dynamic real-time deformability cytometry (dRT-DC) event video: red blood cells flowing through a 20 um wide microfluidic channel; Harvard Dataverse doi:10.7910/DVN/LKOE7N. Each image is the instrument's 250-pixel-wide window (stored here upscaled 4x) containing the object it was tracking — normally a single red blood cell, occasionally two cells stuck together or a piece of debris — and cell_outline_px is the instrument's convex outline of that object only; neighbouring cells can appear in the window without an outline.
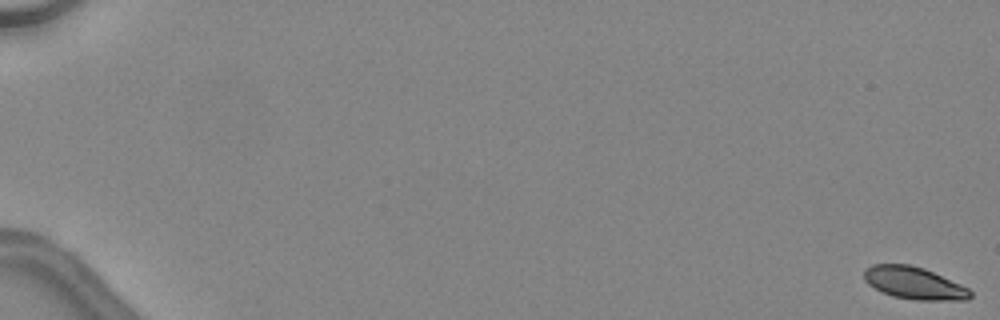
{"species": "common noctule bat (a hibernating species)", "species_latin": "Nyctalus noctula", "temperature_condition": "warm", "stored_images_in_passage": 7, "camera_frame_rate_fps": 3000, "um_per_image_px": 0.085, "animal": {"sex": "female", "body_mass_g": 24.6, "forearm_length_mm": 56.2}, "frame": {"image": 1, "passage_image": 1, "time_ms": 0.0, "image_size_px": [1000, 320], "cell_outline_px": [[972, 296], [968, 300], [912, 300], [892, 296], [880, 292], [868, 284], [864, 280], [864, 268], [872, 264], [908, 264], [924, 268], [960, 284], [968, 288], [972, 292]], "centroid_in_image_um": [77.67, 24.07], "position_along_channel_um": 7.3, "area_um2": 20.17}}